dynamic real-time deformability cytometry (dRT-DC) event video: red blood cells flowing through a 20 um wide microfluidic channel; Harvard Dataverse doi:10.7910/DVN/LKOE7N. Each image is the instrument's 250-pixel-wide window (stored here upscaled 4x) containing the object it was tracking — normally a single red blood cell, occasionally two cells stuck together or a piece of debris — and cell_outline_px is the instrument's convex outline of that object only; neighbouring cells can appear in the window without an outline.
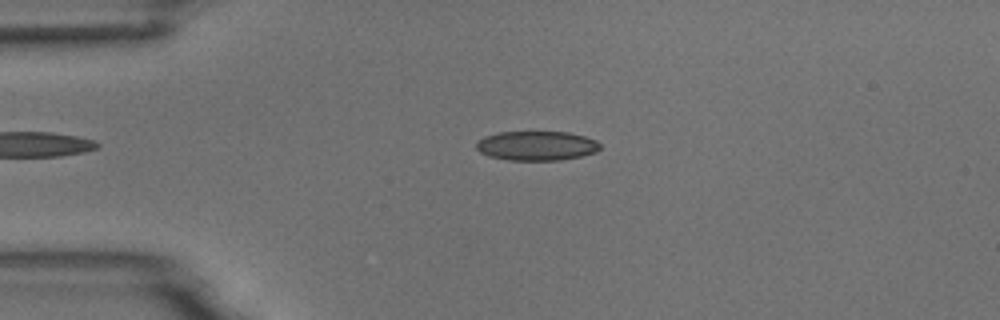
{"species": "common noctule bat (a hibernating species)", "species_latin": "Nyctalus noctula", "temperature_condition": "room temperature", "stored_images_in_passage": 7, "camera_frame_rate_fps": 3000, "um_per_image_px": 0.085, "animal": {"sex": "male", "body_mass_g": 18.8}, "frame": {"image": 1, "passage_image": 5, "time_ms": 5.333, "image_size_px": [1000, 320], "cell_outline_px": [[600, 148], [596, 152], [580, 156], [560, 160], [508, 160], [488, 156], [480, 152], [476, 148], [476, 140], [484, 136], [496, 132], [568, 132], [584, 136], [596, 140], [600, 144]], "centroid_in_image_um": [45.57, 12.38], "position_along_channel_um": 39.4, "area_um2": 21.33}}